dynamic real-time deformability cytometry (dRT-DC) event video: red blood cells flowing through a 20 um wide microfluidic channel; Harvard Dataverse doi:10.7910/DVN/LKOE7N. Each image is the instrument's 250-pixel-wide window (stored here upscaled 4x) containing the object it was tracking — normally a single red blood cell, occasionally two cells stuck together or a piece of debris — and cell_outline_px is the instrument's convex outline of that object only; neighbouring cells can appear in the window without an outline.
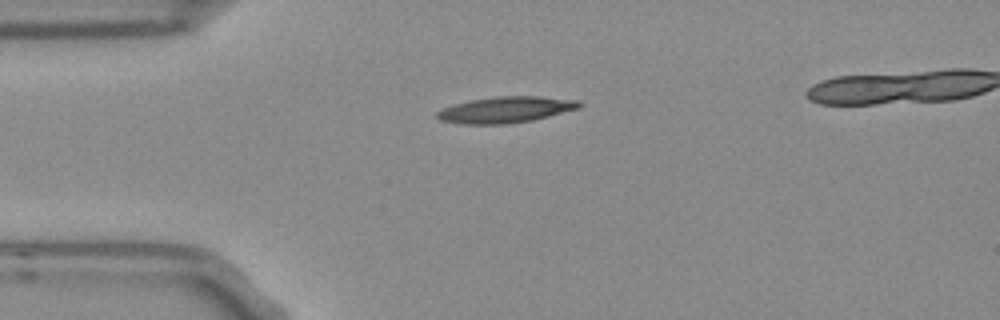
{"species": "Egyptian fruit bat (a non-hibernating species)", "species_latin": "Rousettus aegyptiacus", "temperature_condition": "room temperature", "stored_images_in_passage": 38, "camera_frame_rate_fps": 3000, "um_per_image_px": 0.085, "frame": {"image": 1, "passage_image": 1, "time_ms": 0.0, "image_size_px": [1000, 320], "cell_outline_px": [[584, 104], [580, 108], [532, 120], [508, 124], [464, 124], [440, 120], [436, 116], [436, 112], [444, 108], [456, 104], [472, 100], [496, 96], [536, 96], [580, 100]], "centroid_in_image_um": [43.03, 9.32], "position_along_channel_um": 42.0, "area_um2": 21.56}}
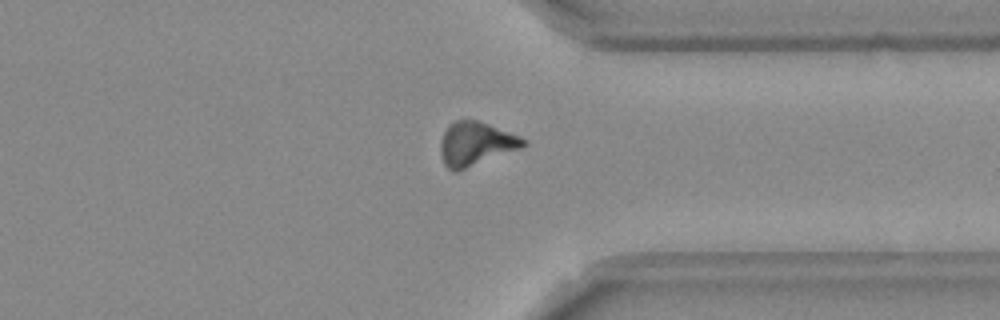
{"frame": {"image": 2, "passage_image": 29, "time_ms": 9.333, "image_size_px": [1000, 320], "cell_outline_px": [[528, 144], [520, 148], [456, 172], [452, 172], [444, 164], [440, 152], [440, 144], [444, 132], [448, 124], [456, 120], [476, 120], [488, 124], [520, 136], [528, 140]], "centroid_in_image_um": [40.42, 12.22], "position_along_channel_um": 371.0, "area_um2": 20.98}}
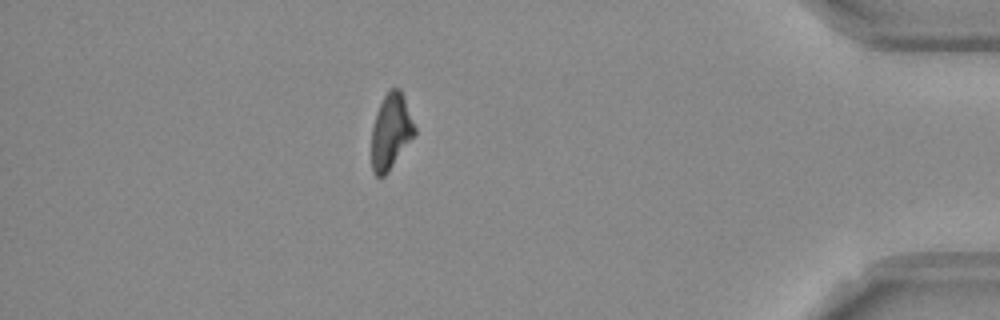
{"frame": {"image": 3, "passage_image": 35, "time_ms": 11.333, "image_size_px": [1000, 320], "cell_outline_px": [[416, 132], [384, 176], [376, 176], [372, 172], [372, 128], [376, 112], [388, 88], [400, 88], [404, 96], [416, 128]], "centroid_in_image_um": [33.22, 11.12], "position_along_channel_um": 402.0, "area_um2": 18.67}}